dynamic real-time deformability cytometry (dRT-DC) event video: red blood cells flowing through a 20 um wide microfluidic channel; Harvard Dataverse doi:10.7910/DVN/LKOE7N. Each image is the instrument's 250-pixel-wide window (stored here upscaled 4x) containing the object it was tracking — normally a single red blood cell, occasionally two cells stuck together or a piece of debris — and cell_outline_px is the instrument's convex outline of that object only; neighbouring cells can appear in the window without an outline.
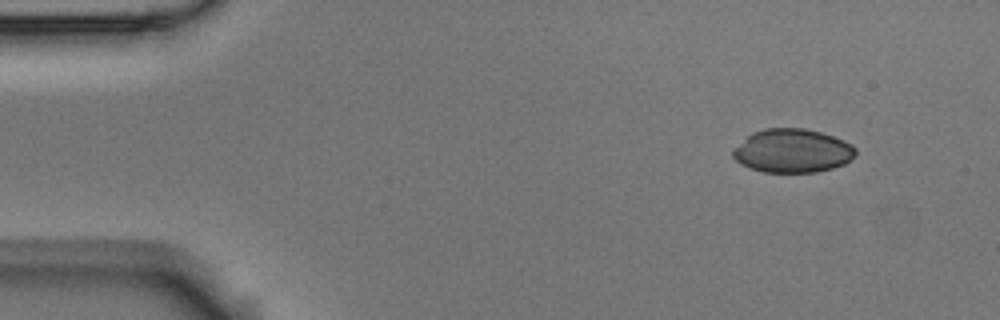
{"species": "Egyptian fruit bat (a non-hibernating species)", "species_latin": "Rousettus aegyptiacus", "temperature_condition": "room temperature", "stored_images_in_passage": 5, "camera_frame_rate_fps": 3000, "um_per_image_px": 0.085, "animal": {"sex": "male"}, "frame": {"image": 1, "passage_image": 1, "time_ms": 0.0, "image_size_px": [1000, 320], "cell_outline_px": [[856, 152], [844, 164], [832, 168], [816, 172], [764, 172], [748, 168], [740, 164], [732, 156], [732, 152], [752, 132], [764, 128], [804, 128], [820, 132], [844, 140], [856, 148]], "centroid_in_image_um": [67.34, 12.82], "position_along_channel_um": 17.7, "area_um2": 30.98}}